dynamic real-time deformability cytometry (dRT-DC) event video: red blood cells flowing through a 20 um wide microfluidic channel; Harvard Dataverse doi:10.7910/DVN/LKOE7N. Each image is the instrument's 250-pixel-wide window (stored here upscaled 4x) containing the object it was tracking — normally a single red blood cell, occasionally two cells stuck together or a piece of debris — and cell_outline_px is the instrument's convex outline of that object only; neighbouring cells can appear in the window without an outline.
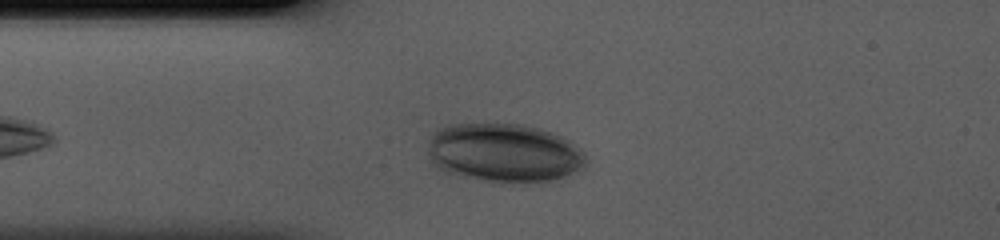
{"species": "human", "species_latin": "Homo sapiens", "temperature_condition": "cold", "stored_images_in_passage": 34, "camera_frame_rate_fps": 3000, "um_per_image_px": 0.085, "donor": {"sex": "male"}, "frame": {"image": 1, "passage_image": 5, "time_ms": 1.333, "image_size_px": [1000, 240], "cell_outline_px": [[588, 160], [584, 168], [564, 176], [548, 180], [500, 184], [456, 176], [444, 172], [436, 168], [432, 164], [428, 156], [428, 140], [432, 132], [440, 128], [452, 124], [520, 124], [540, 128], [560, 136], [568, 140], [580, 148], [584, 152]], "centroid_in_image_um": [42.79, 13.01], "position_along_channel_um": 42.2, "area_um2": 54.97}}
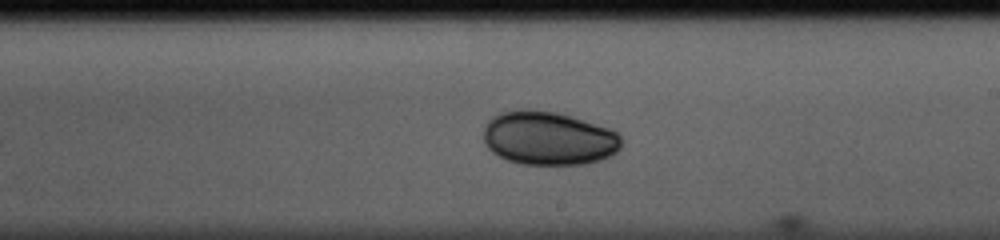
{"frame": {"image": 2, "passage_image": 20, "time_ms": 6.333, "image_size_px": [1000, 240], "cell_outline_px": [[620, 148], [612, 156], [588, 164], [520, 164], [508, 160], [492, 152], [484, 144], [484, 128], [488, 120], [492, 116], [500, 112], [520, 108], [524, 108], [556, 112], [572, 116], [608, 128], [616, 132], [620, 136]], "centroid_in_image_um": [46.6, 11.74], "position_along_channel_um": 242.4, "area_um2": 43.41}}
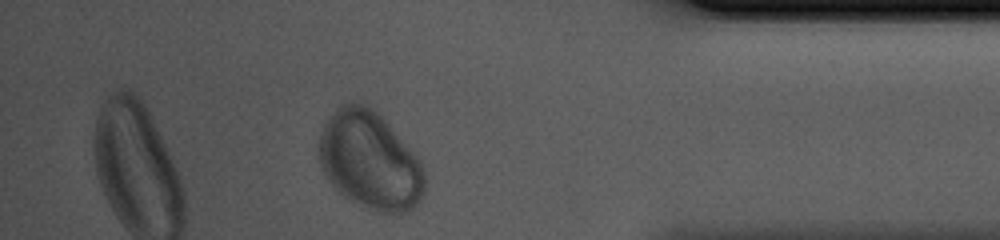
{"frame": {"image": 3, "passage_image": 33, "time_ms": 10.667, "image_size_px": [1000, 240], "cell_outline_px": [[424, 192], [420, 200], [408, 212], [376, 212], [356, 204], [348, 200], [328, 180], [320, 164], [320, 132], [328, 116], [336, 108], [344, 104], [364, 100], [372, 104], [420, 160], [424, 168]], "centroid_in_image_um": [31.44, 13.6], "position_along_channel_um": 403.8, "area_um2": 60.75}}